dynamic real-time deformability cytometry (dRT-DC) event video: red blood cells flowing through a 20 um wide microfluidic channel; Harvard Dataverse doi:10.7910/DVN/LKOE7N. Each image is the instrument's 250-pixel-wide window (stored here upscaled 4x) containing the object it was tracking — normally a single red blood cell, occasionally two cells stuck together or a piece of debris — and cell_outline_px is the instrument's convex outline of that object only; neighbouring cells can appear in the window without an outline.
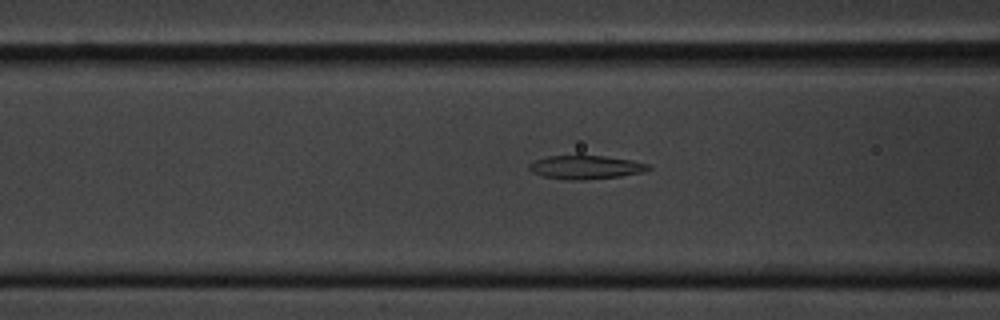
{"species": "common noctule bat (a hibernating species)", "species_latin": "Nyctalus noctula", "temperature_condition": "cold", "stored_images_in_passage": 20, "camera_frame_rate_fps": 3000, "um_per_image_px": 0.085, "animal": {"sex": "male", "body_mass_g": 20.1, "forearm_length_mm": 53.5}, "frame": {"image": 1, "passage_image": 4, "time_ms": 1.0, "image_size_px": [1000, 320], "cell_outline_px": [[648, 168], [616, 176], [548, 176], [544, 160], [556, 156], [596, 156], [624, 160], [640, 164]], "centroid_in_image_um": [50.1, 14.14], "position_along_channel_um": 116.5, "area_um2": 12.02}}
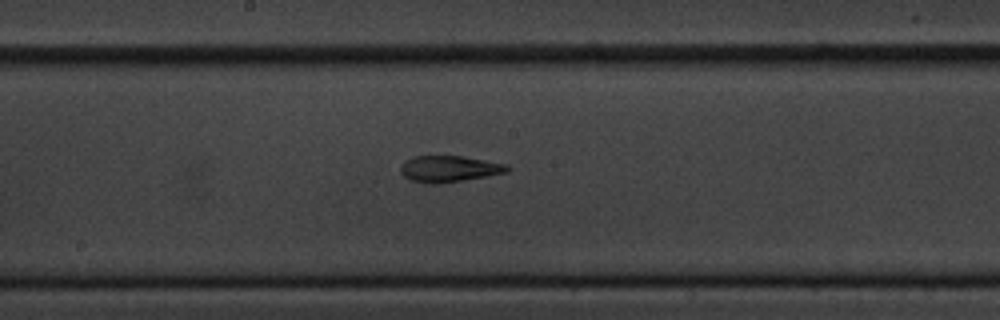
{"frame": {"image": 2, "passage_image": 12, "time_ms": 3.667, "image_size_px": [1000, 320], "cell_outline_px": [[508, 168], [500, 172], [480, 176], [456, 180], [416, 180], [408, 176], [404, 172], [404, 168], [412, 160], [420, 156], [456, 156], [496, 164]], "centroid_in_image_um": [38.16, 14.3], "position_along_channel_um": 210.0, "area_um2": 13.35}}
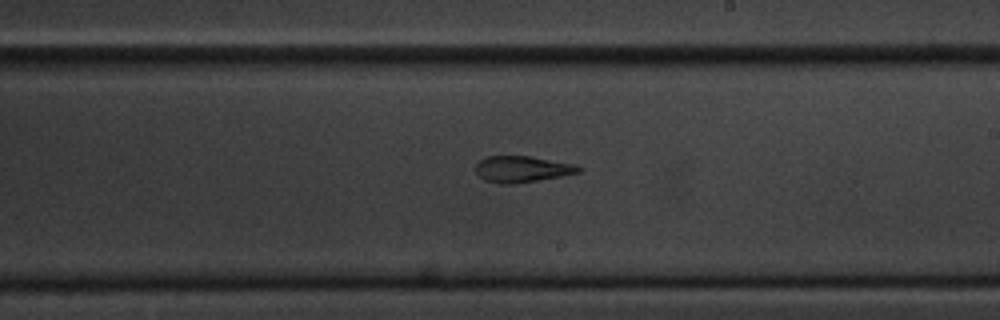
{"frame": {"image": 3, "passage_image": 15, "time_ms": 4.667, "image_size_px": [1000, 320], "cell_outline_px": [[580, 168], [576, 172], [532, 180], [492, 180], [480, 164], [484, 160], [492, 156], [524, 156]], "centroid_in_image_um": [44.47, 14.31], "position_along_channel_um": 244.5, "area_um2": 12.37}}